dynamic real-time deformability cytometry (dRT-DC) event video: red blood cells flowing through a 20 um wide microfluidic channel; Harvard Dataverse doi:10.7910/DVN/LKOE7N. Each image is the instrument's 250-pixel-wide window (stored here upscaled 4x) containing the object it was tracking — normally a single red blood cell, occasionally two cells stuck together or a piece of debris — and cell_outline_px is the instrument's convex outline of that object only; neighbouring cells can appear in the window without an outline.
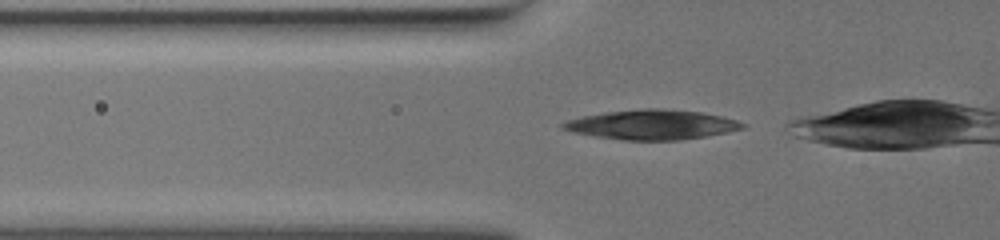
{"species": "common noctule bat (a hibernating species)", "species_latin": "Nyctalus noctula", "temperature_condition": "warm", "stored_images_in_passage": 32, "camera_frame_rate_fps": 3000, "um_per_image_px": 0.085, "animal": {"sex": "female", "body_mass_g": 19.5, "forearm_length_mm": 54.1}, "frame": {"image": 1, "passage_image": 3, "time_ms": 0.667, "image_size_px": [1000, 240], "cell_outline_px": [[744, 128], [704, 136], [680, 140], [624, 140], [596, 136], [576, 132], [564, 128], [560, 124], [568, 120], [584, 116], [608, 112], [644, 108], [660, 108], [700, 112], [720, 116], [736, 120], [744, 124]], "centroid_in_image_um": [55.42, 10.59], "position_along_channel_um": 70.4, "area_um2": 30.4}}
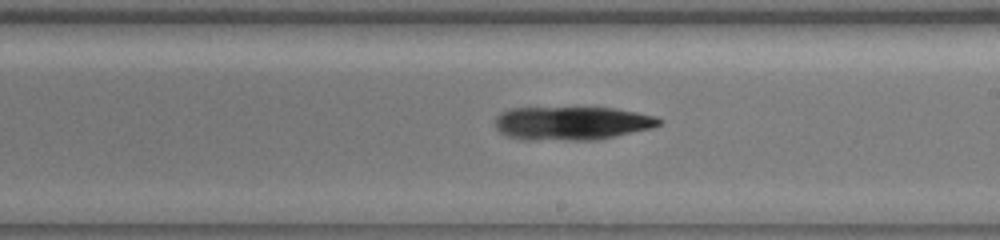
{"frame": {"image": 2, "passage_image": 17, "time_ms": 5.333, "image_size_px": [1000, 240], "cell_outline_px": [[660, 124], [652, 128], [596, 140], [520, 140], [508, 136], [500, 132], [496, 128], [496, 116], [500, 112], [512, 108], [612, 108], [636, 112], [656, 116], [660, 120]], "centroid_in_image_um": [48.57, 10.48], "position_along_channel_um": 240.4, "area_um2": 32.02}}
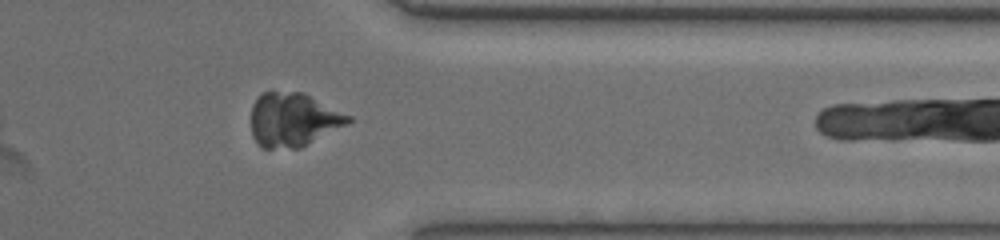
{"frame": {"image": 3, "passage_image": 29, "time_ms": 9.333, "image_size_px": [1000, 240], "cell_outline_px": [[352, 120], [348, 124], [300, 148], [260, 148], [252, 136], [252, 104], [264, 92], [304, 92], [352, 116]], "centroid_in_image_um": [24.94, 10.18], "position_along_channel_um": 386.5, "area_um2": 30.52}}